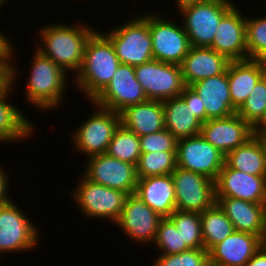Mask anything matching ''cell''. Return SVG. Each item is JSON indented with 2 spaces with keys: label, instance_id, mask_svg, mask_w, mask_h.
I'll return each instance as SVG.
<instances>
[{
  "label": "cell",
  "instance_id": "obj_1",
  "mask_svg": "<svg viewBox=\"0 0 266 266\" xmlns=\"http://www.w3.org/2000/svg\"><path fill=\"white\" fill-rule=\"evenodd\" d=\"M115 49L109 38L94 31L84 48L83 64L76 75V88L92 101L111 82L120 65Z\"/></svg>",
  "mask_w": 266,
  "mask_h": 266
},
{
  "label": "cell",
  "instance_id": "obj_2",
  "mask_svg": "<svg viewBox=\"0 0 266 266\" xmlns=\"http://www.w3.org/2000/svg\"><path fill=\"white\" fill-rule=\"evenodd\" d=\"M79 26V27H77ZM40 29L42 43L35 49L51 59L63 71H80L83 64L84 48L95 31L87 25L50 24ZM41 44H44L43 46Z\"/></svg>",
  "mask_w": 266,
  "mask_h": 266
},
{
  "label": "cell",
  "instance_id": "obj_3",
  "mask_svg": "<svg viewBox=\"0 0 266 266\" xmlns=\"http://www.w3.org/2000/svg\"><path fill=\"white\" fill-rule=\"evenodd\" d=\"M34 51L30 77L26 83V99L33 107L49 111L58 107L63 99L68 74L40 51Z\"/></svg>",
  "mask_w": 266,
  "mask_h": 266
},
{
  "label": "cell",
  "instance_id": "obj_4",
  "mask_svg": "<svg viewBox=\"0 0 266 266\" xmlns=\"http://www.w3.org/2000/svg\"><path fill=\"white\" fill-rule=\"evenodd\" d=\"M105 35L113 44L121 64L135 67L153 60L149 15L131 18Z\"/></svg>",
  "mask_w": 266,
  "mask_h": 266
},
{
  "label": "cell",
  "instance_id": "obj_5",
  "mask_svg": "<svg viewBox=\"0 0 266 266\" xmlns=\"http://www.w3.org/2000/svg\"><path fill=\"white\" fill-rule=\"evenodd\" d=\"M234 6L231 0H204L180 10L191 46L209 47L221 19Z\"/></svg>",
  "mask_w": 266,
  "mask_h": 266
},
{
  "label": "cell",
  "instance_id": "obj_6",
  "mask_svg": "<svg viewBox=\"0 0 266 266\" xmlns=\"http://www.w3.org/2000/svg\"><path fill=\"white\" fill-rule=\"evenodd\" d=\"M81 177L77 183L79 185L71 193L82 214L88 218H105L116 223L129 194L90 181L84 175Z\"/></svg>",
  "mask_w": 266,
  "mask_h": 266
},
{
  "label": "cell",
  "instance_id": "obj_7",
  "mask_svg": "<svg viewBox=\"0 0 266 266\" xmlns=\"http://www.w3.org/2000/svg\"><path fill=\"white\" fill-rule=\"evenodd\" d=\"M135 75L148 100L164 101L179 97L186 87L179 64L153 59L135 66Z\"/></svg>",
  "mask_w": 266,
  "mask_h": 266
},
{
  "label": "cell",
  "instance_id": "obj_8",
  "mask_svg": "<svg viewBox=\"0 0 266 266\" xmlns=\"http://www.w3.org/2000/svg\"><path fill=\"white\" fill-rule=\"evenodd\" d=\"M97 111L89 116L72 135L77 151L88 157L105 154L110 141L121 125L120 113L94 104Z\"/></svg>",
  "mask_w": 266,
  "mask_h": 266
},
{
  "label": "cell",
  "instance_id": "obj_9",
  "mask_svg": "<svg viewBox=\"0 0 266 266\" xmlns=\"http://www.w3.org/2000/svg\"><path fill=\"white\" fill-rule=\"evenodd\" d=\"M23 213L12 199L0 204V254L29 251L39 243L37 227Z\"/></svg>",
  "mask_w": 266,
  "mask_h": 266
},
{
  "label": "cell",
  "instance_id": "obj_10",
  "mask_svg": "<svg viewBox=\"0 0 266 266\" xmlns=\"http://www.w3.org/2000/svg\"><path fill=\"white\" fill-rule=\"evenodd\" d=\"M175 23L150 13L149 31L154 60L180 65L189 52L191 44L183 25Z\"/></svg>",
  "mask_w": 266,
  "mask_h": 266
},
{
  "label": "cell",
  "instance_id": "obj_11",
  "mask_svg": "<svg viewBox=\"0 0 266 266\" xmlns=\"http://www.w3.org/2000/svg\"><path fill=\"white\" fill-rule=\"evenodd\" d=\"M177 167L193 171L213 181L225 164V155L201 134L177 140Z\"/></svg>",
  "mask_w": 266,
  "mask_h": 266
},
{
  "label": "cell",
  "instance_id": "obj_12",
  "mask_svg": "<svg viewBox=\"0 0 266 266\" xmlns=\"http://www.w3.org/2000/svg\"><path fill=\"white\" fill-rule=\"evenodd\" d=\"M175 187L176 210L202 213L215 201L214 181L180 167L171 173Z\"/></svg>",
  "mask_w": 266,
  "mask_h": 266
},
{
  "label": "cell",
  "instance_id": "obj_13",
  "mask_svg": "<svg viewBox=\"0 0 266 266\" xmlns=\"http://www.w3.org/2000/svg\"><path fill=\"white\" fill-rule=\"evenodd\" d=\"M83 175L111 189L134 194L138 182L136 165L105 154L87 157Z\"/></svg>",
  "mask_w": 266,
  "mask_h": 266
},
{
  "label": "cell",
  "instance_id": "obj_14",
  "mask_svg": "<svg viewBox=\"0 0 266 266\" xmlns=\"http://www.w3.org/2000/svg\"><path fill=\"white\" fill-rule=\"evenodd\" d=\"M148 100L141 84L136 79L135 67L120 64L111 82L92 101L96 106L120 113L126 107Z\"/></svg>",
  "mask_w": 266,
  "mask_h": 266
},
{
  "label": "cell",
  "instance_id": "obj_15",
  "mask_svg": "<svg viewBox=\"0 0 266 266\" xmlns=\"http://www.w3.org/2000/svg\"><path fill=\"white\" fill-rule=\"evenodd\" d=\"M162 217L135 194H129L116 225L138 243H154Z\"/></svg>",
  "mask_w": 266,
  "mask_h": 266
},
{
  "label": "cell",
  "instance_id": "obj_16",
  "mask_svg": "<svg viewBox=\"0 0 266 266\" xmlns=\"http://www.w3.org/2000/svg\"><path fill=\"white\" fill-rule=\"evenodd\" d=\"M200 134L226 156L252 138L255 129L234 113L225 118L210 119L202 123Z\"/></svg>",
  "mask_w": 266,
  "mask_h": 266
},
{
  "label": "cell",
  "instance_id": "obj_17",
  "mask_svg": "<svg viewBox=\"0 0 266 266\" xmlns=\"http://www.w3.org/2000/svg\"><path fill=\"white\" fill-rule=\"evenodd\" d=\"M214 187L215 197L266 204V176L246 174L224 164L214 181Z\"/></svg>",
  "mask_w": 266,
  "mask_h": 266
},
{
  "label": "cell",
  "instance_id": "obj_18",
  "mask_svg": "<svg viewBox=\"0 0 266 266\" xmlns=\"http://www.w3.org/2000/svg\"><path fill=\"white\" fill-rule=\"evenodd\" d=\"M244 16V17H243ZM246 17L234 6L220 21L209 46L230 61L247 59Z\"/></svg>",
  "mask_w": 266,
  "mask_h": 266
},
{
  "label": "cell",
  "instance_id": "obj_19",
  "mask_svg": "<svg viewBox=\"0 0 266 266\" xmlns=\"http://www.w3.org/2000/svg\"><path fill=\"white\" fill-rule=\"evenodd\" d=\"M258 236L234 231L209 251L210 266H246L248 261L264 245Z\"/></svg>",
  "mask_w": 266,
  "mask_h": 266
},
{
  "label": "cell",
  "instance_id": "obj_20",
  "mask_svg": "<svg viewBox=\"0 0 266 266\" xmlns=\"http://www.w3.org/2000/svg\"><path fill=\"white\" fill-rule=\"evenodd\" d=\"M218 206L232 222L235 231L258 235L266 243V204L215 197Z\"/></svg>",
  "mask_w": 266,
  "mask_h": 266
},
{
  "label": "cell",
  "instance_id": "obj_21",
  "mask_svg": "<svg viewBox=\"0 0 266 266\" xmlns=\"http://www.w3.org/2000/svg\"><path fill=\"white\" fill-rule=\"evenodd\" d=\"M230 60L210 47L191 46L180 64L186 86L203 79L224 74Z\"/></svg>",
  "mask_w": 266,
  "mask_h": 266
},
{
  "label": "cell",
  "instance_id": "obj_22",
  "mask_svg": "<svg viewBox=\"0 0 266 266\" xmlns=\"http://www.w3.org/2000/svg\"><path fill=\"white\" fill-rule=\"evenodd\" d=\"M226 71L232 106L238 110L256 83L266 74V61L256 59L230 61Z\"/></svg>",
  "mask_w": 266,
  "mask_h": 266
},
{
  "label": "cell",
  "instance_id": "obj_23",
  "mask_svg": "<svg viewBox=\"0 0 266 266\" xmlns=\"http://www.w3.org/2000/svg\"><path fill=\"white\" fill-rule=\"evenodd\" d=\"M192 87L200 96L206 112V121L225 118L237 112L232 106L227 71L193 83Z\"/></svg>",
  "mask_w": 266,
  "mask_h": 266
},
{
  "label": "cell",
  "instance_id": "obj_24",
  "mask_svg": "<svg viewBox=\"0 0 266 266\" xmlns=\"http://www.w3.org/2000/svg\"><path fill=\"white\" fill-rule=\"evenodd\" d=\"M134 194L162 218L169 217L176 210L171 174L138 179Z\"/></svg>",
  "mask_w": 266,
  "mask_h": 266
},
{
  "label": "cell",
  "instance_id": "obj_25",
  "mask_svg": "<svg viewBox=\"0 0 266 266\" xmlns=\"http://www.w3.org/2000/svg\"><path fill=\"white\" fill-rule=\"evenodd\" d=\"M120 117L121 124L139 137L165 128L164 105L158 100L130 105L120 112Z\"/></svg>",
  "mask_w": 266,
  "mask_h": 266
},
{
  "label": "cell",
  "instance_id": "obj_26",
  "mask_svg": "<svg viewBox=\"0 0 266 266\" xmlns=\"http://www.w3.org/2000/svg\"><path fill=\"white\" fill-rule=\"evenodd\" d=\"M12 64V84L3 92L0 93V142H18L21 139H25L30 134H33L35 127L33 122H30L22 111L16 106L11 105L7 101V97L10 96V92L13 86V82L16 79L15 65ZM21 111V112H20ZM17 140V141H16Z\"/></svg>",
  "mask_w": 266,
  "mask_h": 266
},
{
  "label": "cell",
  "instance_id": "obj_27",
  "mask_svg": "<svg viewBox=\"0 0 266 266\" xmlns=\"http://www.w3.org/2000/svg\"><path fill=\"white\" fill-rule=\"evenodd\" d=\"M162 102L164 105L165 128L177 140L197 136L201 133L202 122L180 97Z\"/></svg>",
  "mask_w": 266,
  "mask_h": 266
},
{
  "label": "cell",
  "instance_id": "obj_28",
  "mask_svg": "<svg viewBox=\"0 0 266 266\" xmlns=\"http://www.w3.org/2000/svg\"><path fill=\"white\" fill-rule=\"evenodd\" d=\"M229 168L256 176H266L264 154L258 138L254 135L246 143L225 156Z\"/></svg>",
  "mask_w": 266,
  "mask_h": 266
},
{
  "label": "cell",
  "instance_id": "obj_29",
  "mask_svg": "<svg viewBox=\"0 0 266 266\" xmlns=\"http://www.w3.org/2000/svg\"><path fill=\"white\" fill-rule=\"evenodd\" d=\"M200 219L204 249L207 252L235 231L232 222L216 202L200 213Z\"/></svg>",
  "mask_w": 266,
  "mask_h": 266
},
{
  "label": "cell",
  "instance_id": "obj_30",
  "mask_svg": "<svg viewBox=\"0 0 266 266\" xmlns=\"http://www.w3.org/2000/svg\"><path fill=\"white\" fill-rule=\"evenodd\" d=\"M106 154L137 166L141 155L139 136L121 124L115 131Z\"/></svg>",
  "mask_w": 266,
  "mask_h": 266
},
{
  "label": "cell",
  "instance_id": "obj_31",
  "mask_svg": "<svg viewBox=\"0 0 266 266\" xmlns=\"http://www.w3.org/2000/svg\"><path fill=\"white\" fill-rule=\"evenodd\" d=\"M236 113L254 129L266 121V74L256 83Z\"/></svg>",
  "mask_w": 266,
  "mask_h": 266
},
{
  "label": "cell",
  "instance_id": "obj_32",
  "mask_svg": "<svg viewBox=\"0 0 266 266\" xmlns=\"http://www.w3.org/2000/svg\"><path fill=\"white\" fill-rule=\"evenodd\" d=\"M168 218L180 231L182 245L190 249L204 248L200 213L175 210Z\"/></svg>",
  "mask_w": 266,
  "mask_h": 266
},
{
  "label": "cell",
  "instance_id": "obj_33",
  "mask_svg": "<svg viewBox=\"0 0 266 266\" xmlns=\"http://www.w3.org/2000/svg\"><path fill=\"white\" fill-rule=\"evenodd\" d=\"M176 167V152L141 153L136 166L137 177L140 179L148 176L169 175Z\"/></svg>",
  "mask_w": 266,
  "mask_h": 266
},
{
  "label": "cell",
  "instance_id": "obj_34",
  "mask_svg": "<svg viewBox=\"0 0 266 266\" xmlns=\"http://www.w3.org/2000/svg\"><path fill=\"white\" fill-rule=\"evenodd\" d=\"M247 59L266 61V16L246 17Z\"/></svg>",
  "mask_w": 266,
  "mask_h": 266
},
{
  "label": "cell",
  "instance_id": "obj_35",
  "mask_svg": "<svg viewBox=\"0 0 266 266\" xmlns=\"http://www.w3.org/2000/svg\"><path fill=\"white\" fill-rule=\"evenodd\" d=\"M155 246L162 250L161 254L173 255L190 250L187 245H182V236L177 231L174 223L168 218H162L154 240Z\"/></svg>",
  "mask_w": 266,
  "mask_h": 266
},
{
  "label": "cell",
  "instance_id": "obj_36",
  "mask_svg": "<svg viewBox=\"0 0 266 266\" xmlns=\"http://www.w3.org/2000/svg\"><path fill=\"white\" fill-rule=\"evenodd\" d=\"M152 266H210L209 252L204 248L190 249L173 255L160 254Z\"/></svg>",
  "mask_w": 266,
  "mask_h": 266
},
{
  "label": "cell",
  "instance_id": "obj_37",
  "mask_svg": "<svg viewBox=\"0 0 266 266\" xmlns=\"http://www.w3.org/2000/svg\"><path fill=\"white\" fill-rule=\"evenodd\" d=\"M141 153L176 152L177 139L166 128L139 137Z\"/></svg>",
  "mask_w": 266,
  "mask_h": 266
},
{
  "label": "cell",
  "instance_id": "obj_38",
  "mask_svg": "<svg viewBox=\"0 0 266 266\" xmlns=\"http://www.w3.org/2000/svg\"><path fill=\"white\" fill-rule=\"evenodd\" d=\"M179 97L192 109L194 115L202 123L206 122L205 106L198 93L192 87L186 86Z\"/></svg>",
  "mask_w": 266,
  "mask_h": 266
},
{
  "label": "cell",
  "instance_id": "obj_39",
  "mask_svg": "<svg viewBox=\"0 0 266 266\" xmlns=\"http://www.w3.org/2000/svg\"><path fill=\"white\" fill-rule=\"evenodd\" d=\"M0 59V93L12 84V61Z\"/></svg>",
  "mask_w": 266,
  "mask_h": 266
},
{
  "label": "cell",
  "instance_id": "obj_40",
  "mask_svg": "<svg viewBox=\"0 0 266 266\" xmlns=\"http://www.w3.org/2000/svg\"><path fill=\"white\" fill-rule=\"evenodd\" d=\"M8 36L0 31V59H13V54H15L12 43Z\"/></svg>",
  "mask_w": 266,
  "mask_h": 266
},
{
  "label": "cell",
  "instance_id": "obj_41",
  "mask_svg": "<svg viewBox=\"0 0 266 266\" xmlns=\"http://www.w3.org/2000/svg\"><path fill=\"white\" fill-rule=\"evenodd\" d=\"M4 170L5 169L2 170V168H0V204L5 203L11 199L8 195H6L8 194L7 187L9 186V177Z\"/></svg>",
  "mask_w": 266,
  "mask_h": 266
},
{
  "label": "cell",
  "instance_id": "obj_42",
  "mask_svg": "<svg viewBox=\"0 0 266 266\" xmlns=\"http://www.w3.org/2000/svg\"><path fill=\"white\" fill-rule=\"evenodd\" d=\"M246 266H266V243L261 246Z\"/></svg>",
  "mask_w": 266,
  "mask_h": 266
},
{
  "label": "cell",
  "instance_id": "obj_43",
  "mask_svg": "<svg viewBox=\"0 0 266 266\" xmlns=\"http://www.w3.org/2000/svg\"><path fill=\"white\" fill-rule=\"evenodd\" d=\"M254 135L260 141L263 154H264V161H265V168H266V130L255 129Z\"/></svg>",
  "mask_w": 266,
  "mask_h": 266
},
{
  "label": "cell",
  "instance_id": "obj_44",
  "mask_svg": "<svg viewBox=\"0 0 266 266\" xmlns=\"http://www.w3.org/2000/svg\"><path fill=\"white\" fill-rule=\"evenodd\" d=\"M177 1V2H176ZM204 0H175L178 6V11L182 10L185 7L197 4L199 2H202Z\"/></svg>",
  "mask_w": 266,
  "mask_h": 266
},
{
  "label": "cell",
  "instance_id": "obj_45",
  "mask_svg": "<svg viewBox=\"0 0 266 266\" xmlns=\"http://www.w3.org/2000/svg\"><path fill=\"white\" fill-rule=\"evenodd\" d=\"M258 129L266 130V121Z\"/></svg>",
  "mask_w": 266,
  "mask_h": 266
},
{
  "label": "cell",
  "instance_id": "obj_46",
  "mask_svg": "<svg viewBox=\"0 0 266 266\" xmlns=\"http://www.w3.org/2000/svg\"><path fill=\"white\" fill-rule=\"evenodd\" d=\"M5 1H7V0H0V6H3V4L5 3Z\"/></svg>",
  "mask_w": 266,
  "mask_h": 266
}]
</instances>
